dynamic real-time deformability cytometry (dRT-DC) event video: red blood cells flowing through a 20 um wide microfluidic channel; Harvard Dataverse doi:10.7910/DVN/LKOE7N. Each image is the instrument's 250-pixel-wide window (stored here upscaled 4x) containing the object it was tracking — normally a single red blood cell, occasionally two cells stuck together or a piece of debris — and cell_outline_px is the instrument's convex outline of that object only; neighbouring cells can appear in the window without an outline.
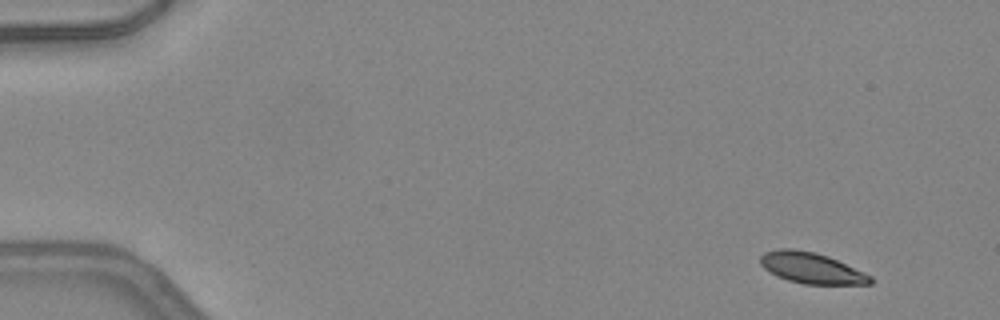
{"species": "common noctule bat (a hibernating species)", "species_latin": "Nyctalus noctula", "temperature_condition": "warm", "stored_images_in_passage": 49, "camera_frame_rate_fps": 3000, "um_per_image_px": 0.085, "animal": {"sex": "female", "body_mass_g": 24.6, "forearm_length_mm": 56.2}, "frame": {"image": 1, "passage_image": 4, "time_ms": 1.0, "image_size_px": [1000, 320], "cell_outline_px": [[872, 284], [804, 284], [788, 280], [776, 276], [764, 268], [760, 264], [760, 256], [764, 252], [780, 248], [792, 248], [816, 252], [828, 256], [872, 276]], "centroid_in_image_um": [68.94, 22.77], "position_along_channel_um": 16.1, "area_um2": 19.83}}
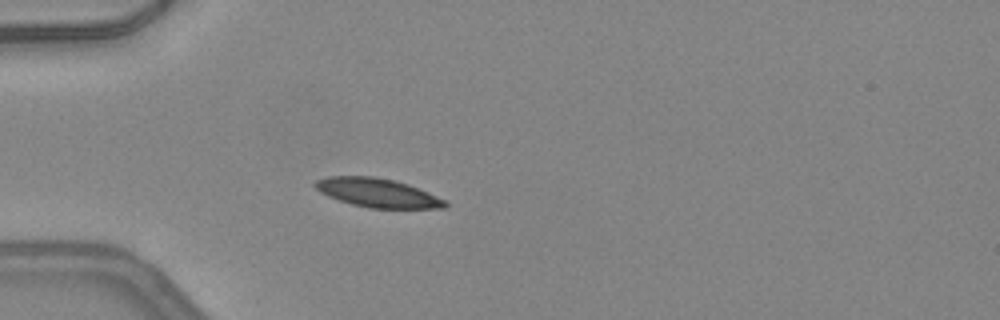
{"frame": {"image": 2, "passage_image": 15, "time_ms": 4.667, "image_size_px": [1000, 320], "cell_outline_px": [[448, 204], [444, 208], [368, 208], [352, 204], [328, 196], [320, 192], [312, 184], [316, 180], [328, 176], [376, 176], [396, 180], [408, 184], [428, 192], [444, 200]], "centroid_in_image_um": [32.06, 16.37], "position_along_channel_um": 52.9, "area_um2": 21.85}}
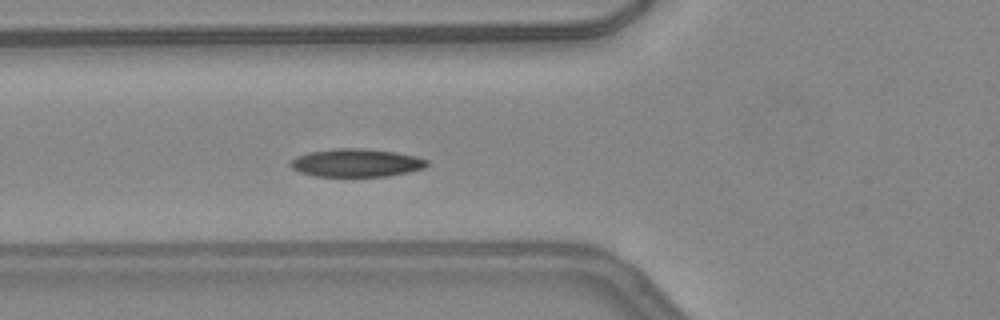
{"frame": {"image": 3, "passage_image": 19, "time_ms": 6.0, "image_size_px": [1000, 320], "cell_outline_px": [[428, 164], [424, 168], [408, 172], [388, 176], [316, 176], [300, 172], [292, 168], [288, 164], [296, 156], [308, 152], [340, 148], [364, 148], [396, 152], [416, 156], [428, 160]], "centroid_in_image_um": [30.29, 13.83], "position_along_channel_um": 95.5, "area_um2": 22.31}, "authors_computed_cell_mechanics": {"area_um2": 21.2126, "velocity_mm_per_s": 4.205, "shape_relaxation_time_tau1_ms": 3.3092, "shape_relaxation_time_tau2_ms": null, "deformation_change_tau1": 0.0911, "deformation_change_tau2": null}}